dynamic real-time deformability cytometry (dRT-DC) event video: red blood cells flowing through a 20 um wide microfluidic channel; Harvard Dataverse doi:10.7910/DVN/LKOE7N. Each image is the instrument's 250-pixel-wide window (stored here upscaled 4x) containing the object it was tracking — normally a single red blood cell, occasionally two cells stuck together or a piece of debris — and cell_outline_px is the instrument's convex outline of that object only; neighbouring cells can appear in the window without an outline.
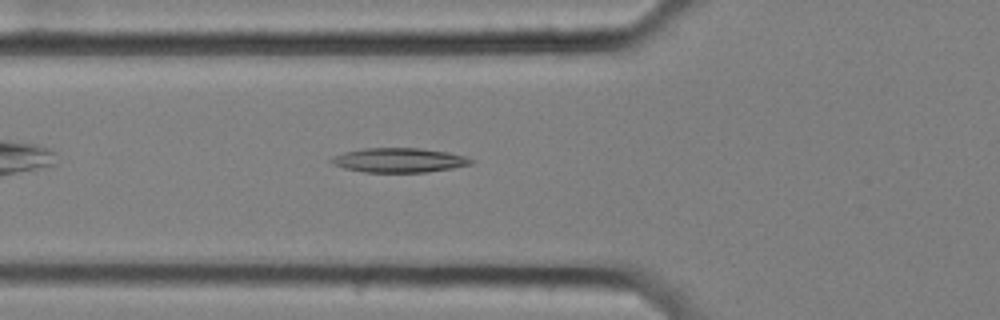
{"species": "common noctule bat (a hibernating species)", "species_latin": "Nyctalus noctula", "temperature_condition": "cold", "stored_images_in_passage": 43, "camera_frame_rate_fps": 3000, "um_per_image_px": 0.085, "animal": {"sex": "female", "body_mass_g": 25.1}, "frame": {"image": 1, "passage_image": 6, "time_ms": 1.667, "image_size_px": [1000, 320], "cell_outline_px": [[476, 160], [472, 164], [452, 168], [424, 172], [364, 172], [344, 168], [332, 164], [328, 160], [332, 156], [344, 152], [364, 148], [420, 148], [448, 152], [464, 156]], "centroid_in_image_um": [33.9, 13.61], "position_along_channel_um": 91.9, "area_um2": 19.94}}
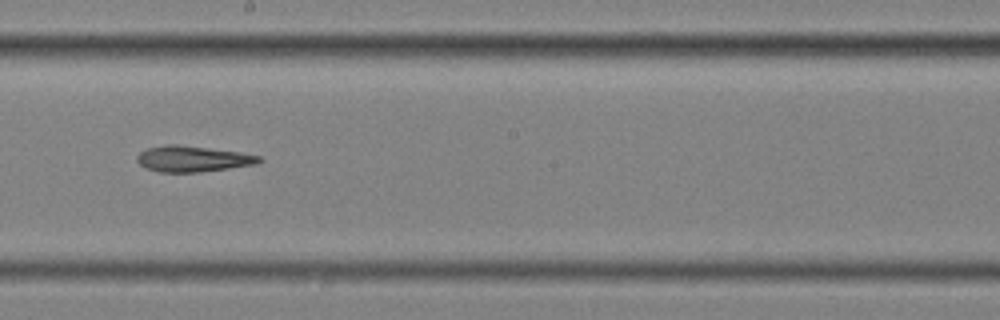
{"frame": {"image": 2, "passage_image": 18, "time_ms": 5.667, "image_size_px": [1000, 320], "cell_outline_px": [[264, 160], [260, 164], [200, 172], [160, 172], [148, 168], [140, 164], [136, 160], [136, 156], [140, 152], [148, 148], [168, 144], [176, 144], [240, 152], [260, 156]], "centroid_in_image_um": [16.43, 13.5], "position_along_channel_um": 231.8, "area_um2": 18.44}}
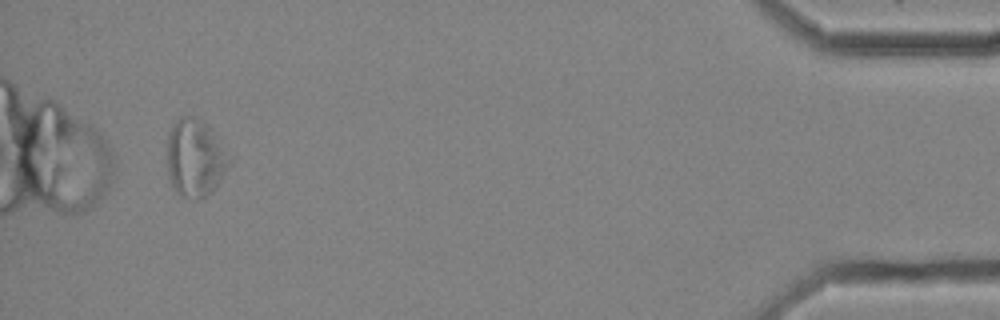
{"frame": {"image": 3, "passage_image": 40, "time_ms": 13.0, "image_size_px": [1000, 320], "cell_outline_px": [[236, 160], [216, 188], [212, 192], [196, 200], [180, 196], [172, 188], [168, 180], [168, 132], [172, 124], [180, 116], [192, 116], [208, 124], [212, 128]], "centroid_in_image_um": [16.67, 13.44], "position_along_channel_um": 418.5, "area_um2": 29.42}, "authors_computed_cell_mechanics": {"area_um2": 19.1318, "velocity_mm_per_s": 3.4948, "shape_relaxation_time_tau1_ms": null, "shape_relaxation_time_tau2_ms": 9.9293, "deformation_change_tau1": null, "deformation_change_tau2": 0.2617}}